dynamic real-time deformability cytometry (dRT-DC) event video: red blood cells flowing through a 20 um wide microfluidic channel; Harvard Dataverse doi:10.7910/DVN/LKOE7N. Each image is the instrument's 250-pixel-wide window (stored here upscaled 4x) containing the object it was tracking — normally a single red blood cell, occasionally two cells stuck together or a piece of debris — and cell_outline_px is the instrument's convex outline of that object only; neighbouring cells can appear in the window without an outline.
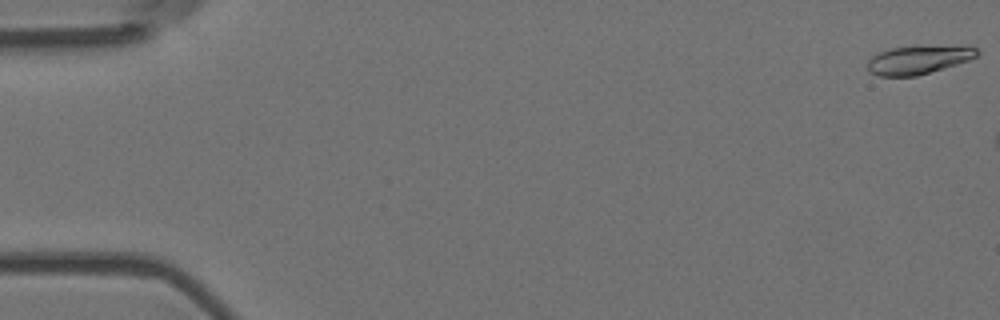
{"species": "Egyptian fruit bat (a non-hibernating species)", "species_latin": "Rousettus aegyptiacus", "temperature_condition": "room temperature", "stored_images_in_passage": 15, "camera_frame_rate_fps": 3000, "um_per_image_px": 0.085, "animal": {"sex": "female"}, "frame": {"image": 1, "passage_image": 1, "time_ms": 0.0, "image_size_px": [1000, 320], "cell_outline_px": [[980, 52], [976, 56], [968, 60], [956, 64], [916, 76], [880, 76], [868, 72], [868, 60], [872, 56], [880, 52], [892, 48], [960, 44], [972, 44]], "centroid_in_image_um": [78.14, 5.05], "position_along_channel_um": 6.9, "area_um2": 18.38}}
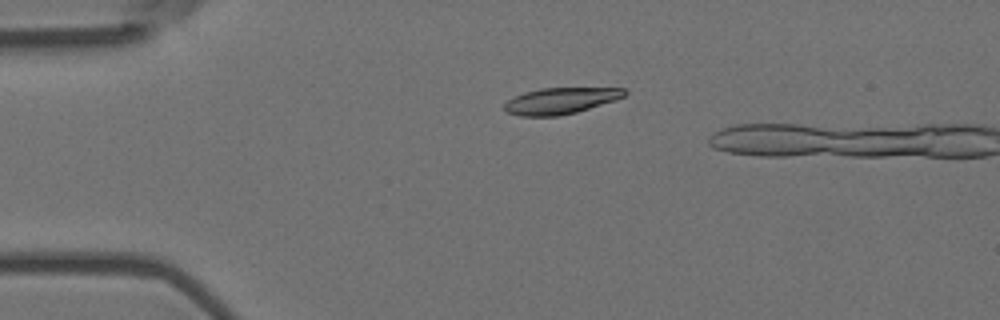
{"frame": {"image": 2, "passage_image": 13, "time_ms": 4.0, "image_size_px": [1000, 320], "cell_outline_px": [[628, 92], [624, 96], [616, 100], [576, 112], [556, 116], [520, 116], [508, 112], [504, 108], [504, 104], [508, 100], [524, 92], [540, 88], [624, 88]], "centroid_in_image_um": [47.66, 8.56], "position_along_channel_um": 37.3, "area_um2": 18.26}}